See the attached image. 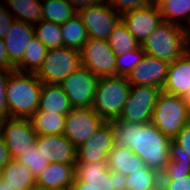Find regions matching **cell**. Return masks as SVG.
I'll return each mask as SVG.
<instances>
[{"label":"cell","mask_w":190,"mask_h":190,"mask_svg":"<svg viewBox=\"0 0 190 190\" xmlns=\"http://www.w3.org/2000/svg\"><path fill=\"white\" fill-rule=\"evenodd\" d=\"M115 145L125 146L138 155L143 163L160 174L170 159L171 139L162 134L152 122L139 124L118 119L112 121Z\"/></svg>","instance_id":"obj_1"},{"label":"cell","mask_w":190,"mask_h":190,"mask_svg":"<svg viewBox=\"0 0 190 190\" xmlns=\"http://www.w3.org/2000/svg\"><path fill=\"white\" fill-rule=\"evenodd\" d=\"M43 83L35 73L9 71L6 86L8 117L29 119L38 109Z\"/></svg>","instance_id":"obj_2"},{"label":"cell","mask_w":190,"mask_h":190,"mask_svg":"<svg viewBox=\"0 0 190 190\" xmlns=\"http://www.w3.org/2000/svg\"><path fill=\"white\" fill-rule=\"evenodd\" d=\"M145 54L168 61L182 57L190 49V31L163 21L142 43Z\"/></svg>","instance_id":"obj_3"},{"label":"cell","mask_w":190,"mask_h":190,"mask_svg":"<svg viewBox=\"0 0 190 190\" xmlns=\"http://www.w3.org/2000/svg\"><path fill=\"white\" fill-rule=\"evenodd\" d=\"M130 87L127 77H100L92 109L105 121L118 119L128 99Z\"/></svg>","instance_id":"obj_4"},{"label":"cell","mask_w":190,"mask_h":190,"mask_svg":"<svg viewBox=\"0 0 190 190\" xmlns=\"http://www.w3.org/2000/svg\"><path fill=\"white\" fill-rule=\"evenodd\" d=\"M190 121V114L182 96L161 91L153 111L152 123L173 140Z\"/></svg>","instance_id":"obj_5"},{"label":"cell","mask_w":190,"mask_h":190,"mask_svg":"<svg viewBox=\"0 0 190 190\" xmlns=\"http://www.w3.org/2000/svg\"><path fill=\"white\" fill-rule=\"evenodd\" d=\"M80 67V51L63 46L48 49L42 66L35 74L42 83L60 84L70 73Z\"/></svg>","instance_id":"obj_6"},{"label":"cell","mask_w":190,"mask_h":190,"mask_svg":"<svg viewBox=\"0 0 190 190\" xmlns=\"http://www.w3.org/2000/svg\"><path fill=\"white\" fill-rule=\"evenodd\" d=\"M161 91L158 87L131 85L128 99L118 120L139 124L151 122Z\"/></svg>","instance_id":"obj_7"},{"label":"cell","mask_w":190,"mask_h":190,"mask_svg":"<svg viewBox=\"0 0 190 190\" xmlns=\"http://www.w3.org/2000/svg\"><path fill=\"white\" fill-rule=\"evenodd\" d=\"M82 23L87 29L89 38L108 40L109 34L120 23L121 15L118 14L106 0L77 10Z\"/></svg>","instance_id":"obj_8"},{"label":"cell","mask_w":190,"mask_h":190,"mask_svg":"<svg viewBox=\"0 0 190 190\" xmlns=\"http://www.w3.org/2000/svg\"><path fill=\"white\" fill-rule=\"evenodd\" d=\"M98 80V76L81 66L59 85L67 95L72 108H92Z\"/></svg>","instance_id":"obj_9"},{"label":"cell","mask_w":190,"mask_h":190,"mask_svg":"<svg viewBox=\"0 0 190 190\" xmlns=\"http://www.w3.org/2000/svg\"><path fill=\"white\" fill-rule=\"evenodd\" d=\"M80 53L81 66L99 78L116 76V56L108 41L89 38Z\"/></svg>","instance_id":"obj_10"},{"label":"cell","mask_w":190,"mask_h":190,"mask_svg":"<svg viewBox=\"0 0 190 190\" xmlns=\"http://www.w3.org/2000/svg\"><path fill=\"white\" fill-rule=\"evenodd\" d=\"M115 146V134L111 121H105L83 144L76 148L75 163H97L108 160Z\"/></svg>","instance_id":"obj_11"},{"label":"cell","mask_w":190,"mask_h":190,"mask_svg":"<svg viewBox=\"0 0 190 190\" xmlns=\"http://www.w3.org/2000/svg\"><path fill=\"white\" fill-rule=\"evenodd\" d=\"M105 122L92 108H72L66 115L63 134L77 148Z\"/></svg>","instance_id":"obj_12"},{"label":"cell","mask_w":190,"mask_h":190,"mask_svg":"<svg viewBox=\"0 0 190 190\" xmlns=\"http://www.w3.org/2000/svg\"><path fill=\"white\" fill-rule=\"evenodd\" d=\"M37 136L29 119L11 117L6 120L2 134L12 159H16L35 144Z\"/></svg>","instance_id":"obj_13"},{"label":"cell","mask_w":190,"mask_h":190,"mask_svg":"<svg viewBox=\"0 0 190 190\" xmlns=\"http://www.w3.org/2000/svg\"><path fill=\"white\" fill-rule=\"evenodd\" d=\"M169 64L168 61L145 54L140 63L127 76V80L130 85L153 86L162 90Z\"/></svg>","instance_id":"obj_14"},{"label":"cell","mask_w":190,"mask_h":190,"mask_svg":"<svg viewBox=\"0 0 190 190\" xmlns=\"http://www.w3.org/2000/svg\"><path fill=\"white\" fill-rule=\"evenodd\" d=\"M121 21L140 44L163 22L159 7L155 5L126 13Z\"/></svg>","instance_id":"obj_15"},{"label":"cell","mask_w":190,"mask_h":190,"mask_svg":"<svg viewBox=\"0 0 190 190\" xmlns=\"http://www.w3.org/2000/svg\"><path fill=\"white\" fill-rule=\"evenodd\" d=\"M36 146L49 163L76 162V147L64 134L38 135Z\"/></svg>","instance_id":"obj_16"},{"label":"cell","mask_w":190,"mask_h":190,"mask_svg":"<svg viewBox=\"0 0 190 190\" xmlns=\"http://www.w3.org/2000/svg\"><path fill=\"white\" fill-rule=\"evenodd\" d=\"M34 26L14 19L4 43L10 62L16 67L23 58L26 46L34 37Z\"/></svg>","instance_id":"obj_17"},{"label":"cell","mask_w":190,"mask_h":190,"mask_svg":"<svg viewBox=\"0 0 190 190\" xmlns=\"http://www.w3.org/2000/svg\"><path fill=\"white\" fill-rule=\"evenodd\" d=\"M75 178L74 164L49 163L36 178V187L70 190Z\"/></svg>","instance_id":"obj_18"},{"label":"cell","mask_w":190,"mask_h":190,"mask_svg":"<svg viewBox=\"0 0 190 190\" xmlns=\"http://www.w3.org/2000/svg\"><path fill=\"white\" fill-rule=\"evenodd\" d=\"M190 88V49L180 58L171 62L162 91L183 96Z\"/></svg>","instance_id":"obj_19"},{"label":"cell","mask_w":190,"mask_h":190,"mask_svg":"<svg viewBox=\"0 0 190 190\" xmlns=\"http://www.w3.org/2000/svg\"><path fill=\"white\" fill-rule=\"evenodd\" d=\"M75 178L89 186L101 187L109 190V164L108 160L97 163H75Z\"/></svg>","instance_id":"obj_20"},{"label":"cell","mask_w":190,"mask_h":190,"mask_svg":"<svg viewBox=\"0 0 190 190\" xmlns=\"http://www.w3.org/2000/svg\"><path fill=\"white\" fill-rule=\"evenodd\" d=\"M72 109L70 101L59 84L43 83L39 110L67 115Z\"/></svg>","instance_id":"obj_21"},{"label":"cell","mask_w":190,"mask_h":190,"mask_svg":"<svg viewBox=\"0 0 190 190\" xmlns=\"http://www.w3.org/2000/svg\"><path fill=\"white\" fill-rule=\"evenodd\" d=\"M1 179L18 190H33L36 187V178L17 159H10L0 170Z\"/></svg>","instance_id":"obj_22"},{"label":"cell","mask_w":190,"mask_h":190,"mask_svg":"<svg viewBox=\"0 0 190 190\" xmlns=\"http://www.w3.org/2000/svg\"><path fill=\"white\" fill-rule=\"evenodd\" d=\"M109 170L127 176L141 170L145 164L142 159L125 146H114L108 156Z\"/></svg>","instance_id":"obj_23"},{"label":"cell","mask_w":190,"mask_h":190,"mask_svg":"<svg viewBox=\"0 0 190 190\" xmlns=\"http://www.w3.org/2000/svg\"><path fill=\"white\" fill-rule=\"evenodd\" d=\"M4 2H6V9L16 20L32 26L39 24L43 20L42 0H4Z\"/></svg>","instance_id":"obj_24"},{"label":"cell","mask_w":190,"mask_h":190,"mask_svg":"<svg viewBox=\"0 0 190 190\" xmlns=\"http://www.w3.org/2000/svg\"><path fill=\"white\" fill-rule=\"evenodd\" d=\"M158 7L163 21L190 31V0H165Z\"/></svg>","instance_id":"obj_25"},{"label":"cell","mask_w":190,"mask_h":190,"mask_svg":"<svg viewBox=\"0 0 190 190\" xmlns=\"http://www.w3.org/2000/svg\"><path fill=\"white\" fill-rule=\"evenodd\" d=\"M37 135L63 134L65 114L47 113L39 109L29 118Z\"/></svg>","instance_id":"obj_26"},{"label":"cell","mask_w":190,"mask_h":190,"mask_svg":"<svg viewBox=\"0 0 190 190\" xmlns=\"http://www.w3.org/2000/svg\"><path fill=\"white\" fill-rule=\"evenodd\" d=\"M63 46L81 50L89 39L87 29L82 23L81 17L75 14L65 23L60 24Z\"/></svg>","instance_id":"obj_27"},{"label":"cell","mask_w":190,"mask_h":190,"mask_svg":"<svg viewBox=\"0 0 190 190\" xmlns=\"http://www.w3.org/2000/svg\"><path fill=\"white\" fill-rule=\"evenodd\" d=\"M48 48L34 36L26 46L22 61L15 67L16 71L36 73L45 60Z\"/></svg>","instance_id":"obj_28"},{"label":"cell","mask_w":190,"mask_h":190,"mask_svg":"<svg viewBox=\"0 0 190 190\" xmlns=\"http://www.w3.org/2000/svg\"><path fill=\"white\" fill-rule=\"evenodd\" d=\"M75 14L77 9L67 0H42V16L45 21L63 24Z\"/></svg>","instance_id":"obj_29"},{"label":"cell","mask_w":190,"mask_h":190,"mask_svg":"<svg viewBox=\"0 0 190 190\" xmlns=\"http://www.w3.org/2000/svg\"><path fill=\"white\" fill-rule=\"evenodd\" d=\"M108 44L115 56H121L141 46L137 39L128 31L122 21L109 34Z\"/></svg>","instance_id":"obj_30"},{"label":"cell","mask_w":190,"mask_h":190,"mask_svg":"<svg viewBox=\"0 0 190 190\" xmlns=\"http://www.w3.org/2000/svg\"><path fill=\"white\" fill-rule=\"evenodd\" d=\"M126 190H156L161 185V174L146 165L126 176Z\"/></svg>","instance_id":"obj_31"},{"label":"cell","mask_w":190,"mask_h":190,"mask_svg":"<svg viewBox=\"0 0 190 190\" xmlns=\"http://www.w3.org/2000/svg\"><path fill=\"white\" fill-rule=\"evenodd\" d=\"M34 35L48 48L63 47L60 24L42 20L34 26Z\"/></svg>","instance_id":"obj_32"},{"label":"cell","mask_w":190,"mask_h":190,"mask_svg":"<svg viewBox=\"0 0 190 190\" xmlns=\"http://www.w3.org/2000/svg\"><path fill=\"white\" fill-rule=\"evenodd\" d=\"M170 159L172 161L190 162V121L171 140Z\"/></svg>","instance_id":"obj_33"},{"label":"cell","mask_w":190,"mask_h":190,"mask_svg":"<svg viewBox=\"0 0 190 190\" xmlns=\"http://www.w3.org/2000/svg\"><path fill=\"white\" fill-rule=\"evenodd\" d=\"M16 159L30 170L35 178L49 165L44 155L37 149L36 143L27 148L26 151L21 153Z\"/></svg>","instance_id":"obj_34"},{"label":"cell","mask_w":190,"mask_h":190,"mask_svg":"<svg viewBox=\"0 0 190 190\" xmlns=\"http://www.w3.org/2000/svg\"><path fill=\"white\" fill-rule=\"evenodd\" d=\"M145 55L144 49L139 48L116 57V76L127 77L133 68L138 65Z\"/></svg>","instance_id":"obj_35"},{"label":"cell","mask_w":190,"mask_h":190,"mask_svg":"<svg viewBox=\"0 0 190 190\" xmlns=\"http://www.w3.org/2000/svg\"><path fill=\"white\" fill-rule=\"evenodd\" d=\"M106 2L121 16L152 5L151 0H106Z\"/></svg>","instance_id":"obj_36"},{"label":"cell","mask_w":190,"mask_h":190,"mask_svg":"<svg viewBox=\"0 0 190 190\" xmlns=\"http://www.w3.org/2000/svg\"><path fill=\"white\" fill-rule=\"evenodd\" d=\"M190 175V162L172 161L166 164L165 170L161 173V177H186Z\"/></svg>","instance_id":"obj_37"},{"label":"cell","mask_w":190,"mask_h":190,"mask_svg":"<svg viewBox=\"0 0 190 190\" xmlns=\"http://www.w3.org/2000/svg\"><path fill=\"white\" fill-rule=\"evenodd\" d=\"M162 190H190V175L186 177H161Z\"/></svg>","instance_id":"obj_38"},{"label":"cell","mask_w":190,"mask_h":190,"mask_svg":"<svg viewBox=\"0 0 190 190\" xmlns=\"http://www.w3.org/2000/svg\"><path fill=\"white\" fill-rule=\"evenodd\" d=\"M14 21L12 14L6 9L5 4L0 1V37L7 36L8 31Z\"/></svg>","instance_id":"obj_39"},{"label":"cell","mask_w":190,"mask_h":190,"mask_svg":"<svg viewBox=\"0 0 190 190\" xmlns=\"http://www.w3.org/2000/svg\"><path fill=\"white\" fill-rule=\"evenodd\" d=\"M9 79V70L0 69V113L8 116L6 103V86Z\"/></svg>","instance_id":"obj_40"},{"label":"cell","mask_w":190,"mask_h":190,"mask_svg":"<svg viewBox=\"0 0 190 190\" xmlns=\"http://www.w3.org/2000/svg\"><path fill=\"white\" fill-rule=\"evenodd\" d=\"M109 190H126L127 178L120 172L109 170Z\"/></svg>","instance_id":"obj_41"},{"label":"cell","mask_w":190,"mask_h":190,"mask_svg":"<svg viewBox=\"0 0 190 190\" xmlns=\"http://www.w3.org/2000/svg\"><path fill=\"white\" fill-rule=\"evenodd\" d=\"M11 159L7 145L0 136V170L8 163V161Z\"/></svg>","instance_id":"obj_42"},{"label":"cell","mask_w":190,"mask_h":190,"mask_svg":"<svg viewBox=\"0 0 190 190\" xmlns=\"http://www.w3.org/2000/svg\"><path fill=\"white\" fill-rule=\"evenodd\" d=\"M70 190H102V188L89 186L88 184L83 183L78 179L74 178V181L70 186Z\"/></svg>","instance_id":"obj_43"},{"label":"cell","mask_w":190,"mask_h":190,"mask_svg":"<svg viewBox=\"0 0 190 190\" xmlns=\"http://www.w3.org/2000/svg\"><path fill=\"white\" fill-rule=\"evenodd\" d=\"M77 10L85 6L96 5L104 0H67Z\"/></svg>","instance_id":"obj_44"},{"label":"cell","mask_w":190,"mask_h":190,"mask_svg":"<svg viewBox=\"0 0 190 190\" xmlns=\"http://www.w3.org/2000/svg\"><path fill=\"white\" fill-rule=\"evenodd\" d=\"M9 117L6 114L0 113V136L3 134L5 122Z\"/></svg>","instance_id":"obj_45"},{"label":"cell","mask_w":190,"mask_h":190,"mask_svg":"<svg viewBox=\"0 0 190 190\" xmlns=\"http://www.w3.org/2000/svg\"><path fill=\"white\" fill-rule=\"evenodd\" d=\"M182 98L184 99L186 105H187V109L189 111L190 114V88L187 90V92L182 96Z\"/></svg>","instance_id":"obj_46"},{"label":"cell","mask_w":190,"mask_h":190,"mask_svg":"<svg viewBox=\"0 0 190 190\" xmlns=\"http://www.w3.org/2000/svg\"><path fill=\"white\" fill-rule=\"evenodd\" d=\"M0 190H18V189H14V187H12L6 181H4L3 179H1Z\"/></svg>","instance_id":"obj_47"},{"label":"cell","mask_w":190,"mask_h":190,"mask_svg":"<svg viewBox=\"0 0 190 190\" xmlns=\"http://www.w3.org/2000/svg\"><path fill=\"white\" fill-rule=\"evenodd\" d=\"M163 1L165 0H151V4L152 5H155V6H158L160 3H162Z\"/></svg>","instance_id":"obj_48"},{"label":"cell","mask_w":190,"mask_h":190,"mask_svg":"<svg viewBox=\"0 0 190 190\" xmlns=\"http://www.w3.org/2000/svg\"><path fill=\"white\" fill-rule=\"evenodd\" d=\"M33 190H56V189H45L41 187H35Z\"/></svg>","instance_id":"obj_49"}]
</instances>
